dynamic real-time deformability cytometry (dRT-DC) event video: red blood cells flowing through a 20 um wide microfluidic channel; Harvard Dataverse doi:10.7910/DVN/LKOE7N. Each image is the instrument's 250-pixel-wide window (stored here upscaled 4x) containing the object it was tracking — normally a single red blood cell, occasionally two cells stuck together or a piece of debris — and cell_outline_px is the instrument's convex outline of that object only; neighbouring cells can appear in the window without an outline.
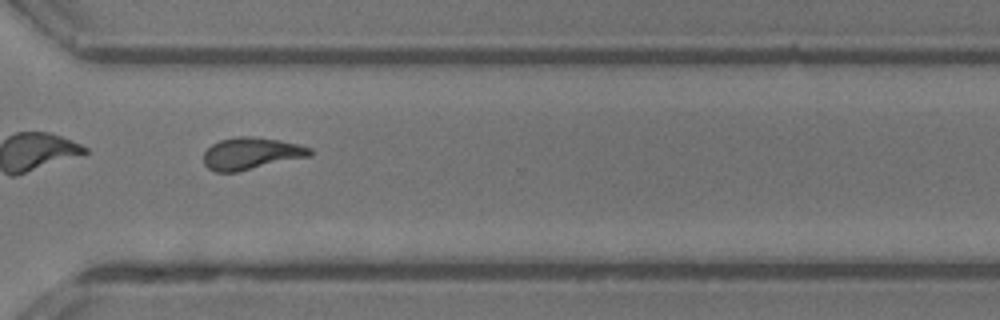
{"species": "common noctule bat (a hibernating species)", "species_latin": "Nyctalus noctula", "temperature_condition": "room temperature", "stored_images_in_passage": 29, "camera_frame_rate_fps": 3000, "um_per_image_px": 0.085, "animal": {"sex": "male", "body_mass_g": 13.3}, "frame": {"image": 1, "passage_image": 21, "time_ms": 6.667, "image_size_px": [1000, 320], "cell_outline_px": [[312, 156], [236, 172], [216, 172], [208, 168], [204, 164], [204, 152], [212, 144], [220, 140], [240, 136], [252, 136], [280, 140], [312, 148]], "centroid_in_image_um": [21.36, 13.05], "position_along_channel_um": 349.2, "area_um2": 19.83}, "authors_computed_cell_mechanics": {"area_um2": 19.7098, "velocity_mm_per_s": 4.2084, "shape_relaxation_time_tau1_ms": 3.967, "shape_relaxation_time_tau2_ms": 2.3937, "deformation_change_tau1": 0.177, "deformation_change_tau2": 0.0867}}